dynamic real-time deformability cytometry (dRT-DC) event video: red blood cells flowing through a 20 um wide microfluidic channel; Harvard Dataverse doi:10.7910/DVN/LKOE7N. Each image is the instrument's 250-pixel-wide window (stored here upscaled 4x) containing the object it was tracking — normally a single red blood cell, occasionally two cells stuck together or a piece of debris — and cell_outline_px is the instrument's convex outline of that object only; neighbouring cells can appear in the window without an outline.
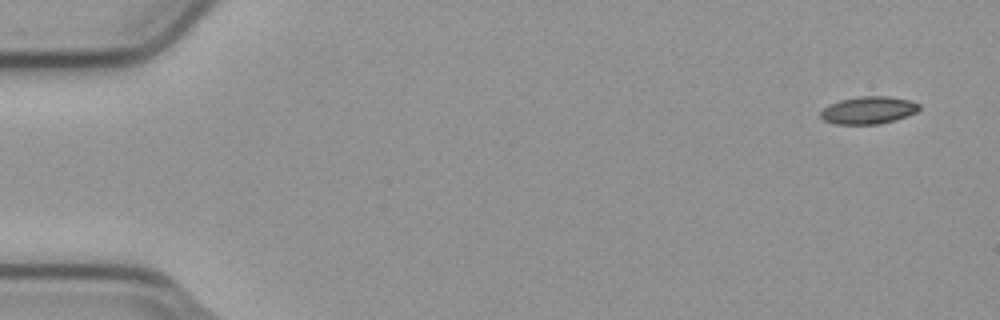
{"species": "common noctule bat (a hibernating species)", "species_latin": "Nyctalus noctula", "temperature_condition": "cold", "stored_images_in_passage": 4, "camera_frame_rate_fps": 3000, "um_per_image_px": 0.085, "animal": {"sex": "male", "body_mass_g": 23.1, "forearm_length_mm": 52.7}, "frame": {"image": 1, "passage_image": 1, "time_ms": 0.0, "image_size_px": [1000, 320], "cell_outline_px": [[920, 108], [916, 112], [908, 116], [880, 124], [832, 124], [824, 120], [820, 116], [820, 112], [824, 108], [840, 100], [860, 96], [888, 96], [908, 100], [920, 104]], "centroid_in_image_um": [73.82, 9.37], "position_along_channel_um": 11.2, "area_um2": 15.72}}
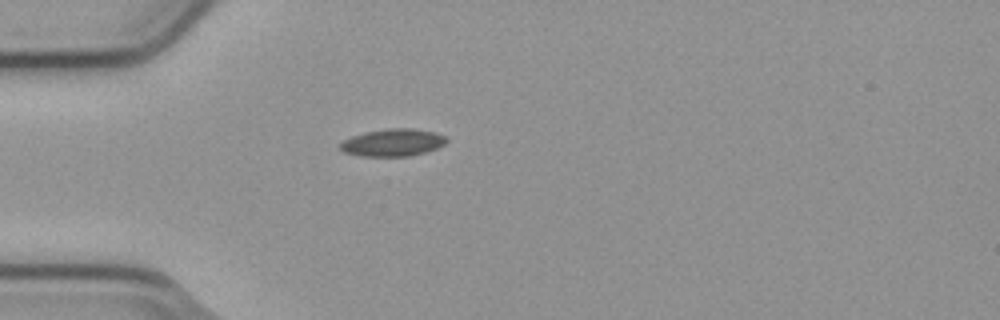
{"frame": {"image": 2, "passage_image": 4, "time_ms": 1.0, "image_size_px": [1000, 320], "cell_outline_px": [[448, 140], [444, 144], [436, 148], [424, 152], [408, 156], [360, 156], [344, 152], [340, 148], [340, 144], [344, 140], [352, 136], [364, 132], [388, 128], [412, 128], [436, 132], [444, 136]], "centroid_in_image_um": [33.38, 12.11], "position_along_channel_um": 51.6, "area_um2": 16.88}}